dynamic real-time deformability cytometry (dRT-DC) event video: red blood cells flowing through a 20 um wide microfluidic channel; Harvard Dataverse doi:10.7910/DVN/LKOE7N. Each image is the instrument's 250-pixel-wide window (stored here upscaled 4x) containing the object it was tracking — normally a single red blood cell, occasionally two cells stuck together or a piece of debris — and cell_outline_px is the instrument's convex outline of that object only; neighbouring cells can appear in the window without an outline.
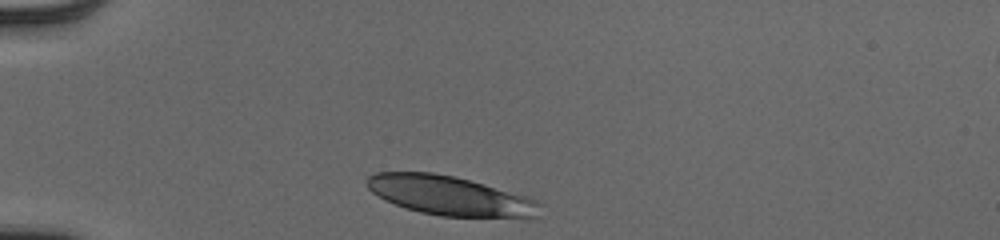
{"species": "human", "species_latin": "Homo sapiens", "temperature_condition": "cold", "stored_images_in_passage": 31, "camera_frame_rate_fps": 3000, "um_per_image_px": 0.085, "donor": {"sex": "male"}, "frame": {"image": 1, "passage_image": 1, "time_ms": 0.0, "image_size_px": [1000, 240], "cell_outline_px": [[544, 204], [540, 216], [532, 220], [524, 220], [440, 216], [420, 212], [404, 208], [384, 200], [372, 192], [364, 184], [364, 180], [368, 176], [376, 172], [432, 172], [452, 176], [484, 184], [528, 196]], "centroid_in_image_um": [38.38, 16.69], "position_along_channel_um": 46.6, "area_um2": 41.15}}
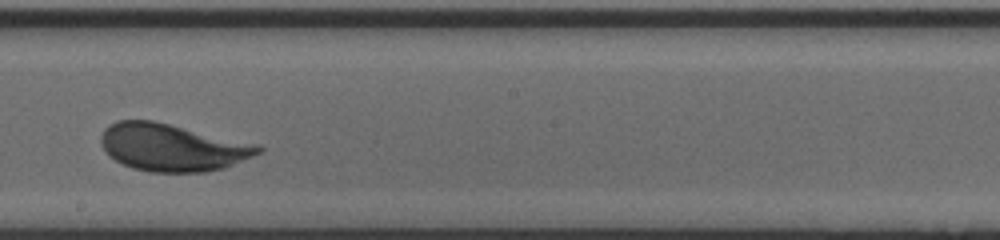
{"frame": {"image": 2, "passage_image": 18, "time_ms": 5.667, "image_size_px": [1000, 240], "cell_outline_px": [[264, 148], [260, 152], [252, 156], [224, 168], [208, 172], [148, 172], [132, 168], [108, 156], [100, 144], [100, 136], [104, 128], [108, 124], [116, 120], [152, 120], [260, 144]], "centroid_in_image_um": [14.62, 12.52], "position_along_channel_um": 233.6, "area_um2": 43.7}}
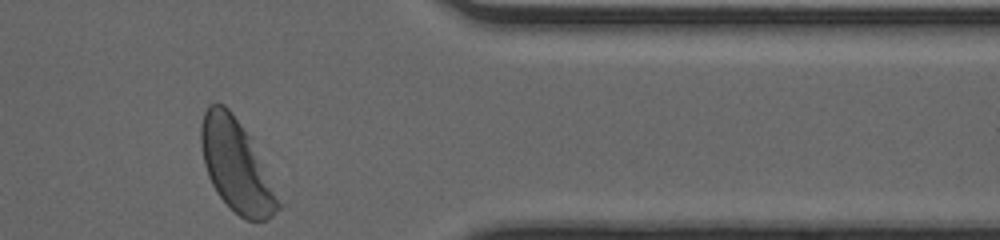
{"frame": {"image": 3, "passage_image": 31, "time_ms": 10.0, "image_size_px": [1000, 240], "cell_outline_px": [[288, 204], [268, 220], [244, 220], [216, 192], [208, 176], [204, 164], [200, 144], [200, 124], [204, 112], [208, 104], [224, 104], [228, 108], [248, 136]], "centroid_in_image_um": [20.18, 14.17], "position_along_channel_um": 391.2, "area_um2": 42.08}, "authors_computed_cell_mechanics": {"area_um2": 42.0784, "velocity_mm_per_s": 3.9171, "shape_relaxation_time_tau1_ms": 1.735, "shape_relaxation_time_tau2_ms": null, "deformation_change_tau1": 0.1053, "deformation_change_tau2": null}}